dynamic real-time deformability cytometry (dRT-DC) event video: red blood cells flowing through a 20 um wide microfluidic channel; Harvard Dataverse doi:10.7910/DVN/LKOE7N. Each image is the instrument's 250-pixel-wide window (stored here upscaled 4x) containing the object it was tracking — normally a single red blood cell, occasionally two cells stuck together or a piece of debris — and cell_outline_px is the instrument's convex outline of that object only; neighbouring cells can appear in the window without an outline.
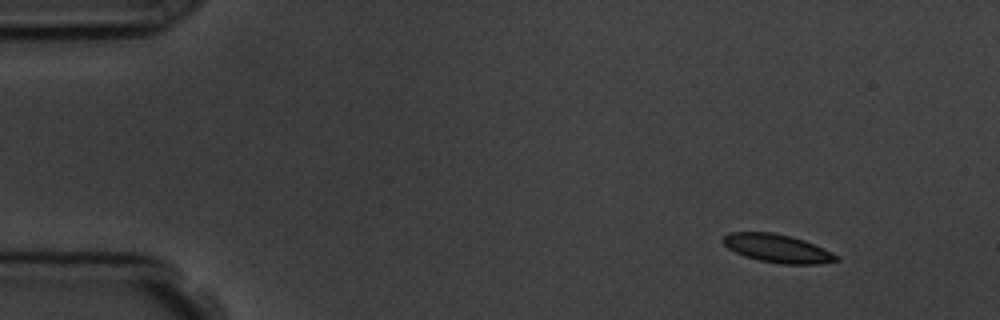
{"species": "common noctule bat (a hibernating species)", "species_latin": "Nyctalus noctula", "temperature_condition": "room temperature", "stored_images_in_passage": 4, "camera_frame_rate_fps": 3000, "um_per_image_px": 0.085, "animal": {"sex": "male", "body_mass_g": 19.5, "forearm_length_mm": 54.6}, "frame": {"image": 1, "passage_image": 1, "time_ms": 0.0, "image_size_px": [1000, 320], "cell_outline_px": [[840, 260], [816, 264], [784, 264], [760, 260], [744, 256], [728, 248], [720, 240], [728, 232], [772, 232], [792, 236], [804, 240], [832, 252]], "centroid_in_image_um": [66.04, 21.1], "position_along_channel_um": 19.0, "area_um2": 18.55}}
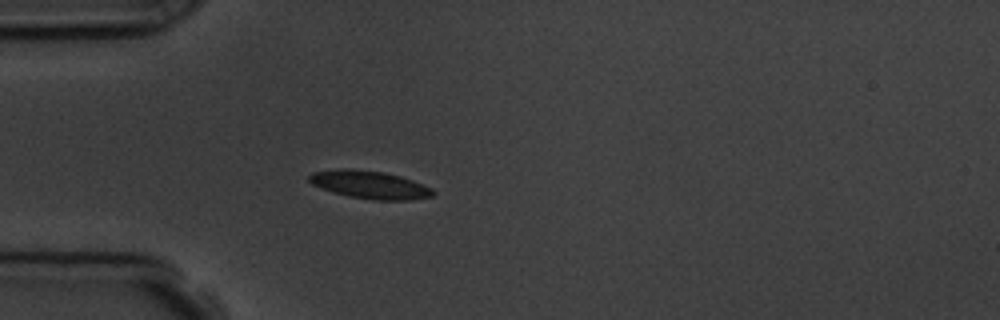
{"frame": {"image": 2, "passage_image": 4, "time_ms": 3.333, "image_size_px": [1000, 320], "cell_outline_px": [[436, 192], [432, 196], [408, 200], [376, 200], [352, 196], [336, 192], [312, 184], [308, 180], [308, 176], [312, 172], [344, 168], [348, 168], [384, 172], [400, 176], [412, 180], [432, 188]], "centroid_in_image_um": [31.46, 15.69], "position_along_channel_um": 53.5, "area_um2": 19.77}}